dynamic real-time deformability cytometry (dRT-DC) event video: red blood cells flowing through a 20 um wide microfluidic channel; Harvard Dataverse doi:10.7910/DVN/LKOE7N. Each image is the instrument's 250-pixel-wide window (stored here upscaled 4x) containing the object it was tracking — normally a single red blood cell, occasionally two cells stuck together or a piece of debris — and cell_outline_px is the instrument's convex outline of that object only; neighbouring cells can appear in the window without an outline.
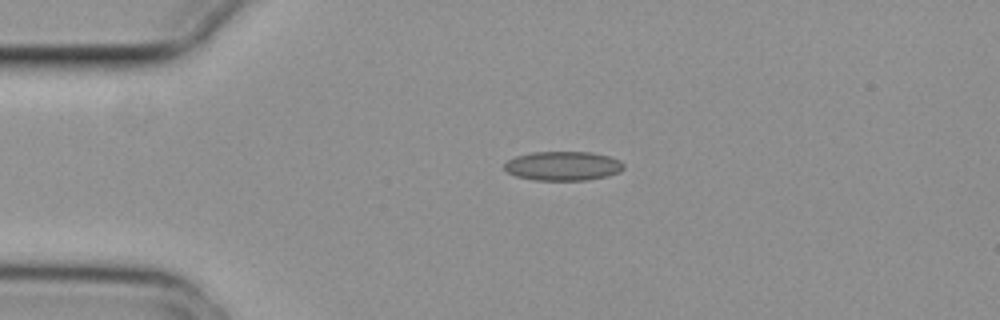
{"species": "common noctule bat (a hibernating species)", "species_latin": "Nyctalus noctula", "temperature_condition": "cold", "stored_images_in_passage": 4, "camera_frame_rate_fps": 3000, "um_per_image_px": 0.085, "animal": {"sex": "female", "body_mass_g": 29.2, "forearm_length_mm": 56.3}, "frame": {"image": 1, "passage_image": 3, "time_ms": 0.667, "image_size_px": [1000, 320], "cell_outline_px": [[624, 168], [620, 172], [608, 176], [588, 180], [532, 180], [516, 176], [508, 172], [504, 168], [504, 164], [508, 160], [516, 156], [532, 152], [592, 152], [608, 156], [620, 160], [624, 164]], "centroid_in_image_um": [47.87, 14.11], "position_along_channel_um": 37.1, "area_um2": 20.4}}